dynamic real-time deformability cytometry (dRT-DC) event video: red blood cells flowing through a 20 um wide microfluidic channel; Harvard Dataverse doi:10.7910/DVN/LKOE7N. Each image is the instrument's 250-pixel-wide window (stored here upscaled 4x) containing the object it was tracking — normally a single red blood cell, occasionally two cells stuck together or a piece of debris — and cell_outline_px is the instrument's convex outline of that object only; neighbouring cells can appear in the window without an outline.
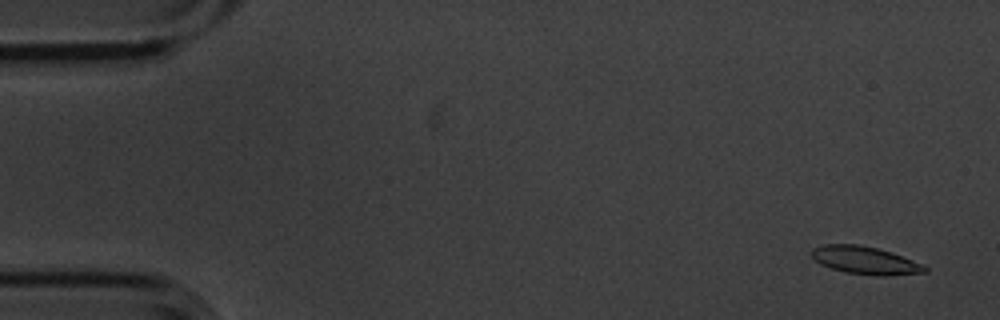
{"species": "common noctule bat (a hibernating species)", "species_latin": "Nyctalus noctula", "temperature_condition": "cold", "stored_images_in_passage": 4, "camera_frame_rate_fps": 3000, "um_per_image_px": 0.085, "animal": {"sex": "male", "body_mass_g": 20.1, "forearm_length_mm": 53.5}, "frame": {"image": 1, "passage_image": 1, "time_ms": 0.0, "image_size_px": [1000, 320], "cell_outline_px": [[928, 272], [888, 276], [876, 276], [848, 272], [832, 268], [820, 264], [808, 252], [812, 248], [824, 244], [860, 244], [892, 252], [924, 264], [928, 268]], "centroid_in_image_um": [73.56, 22.12], "position_along_channel_um": 11.4, "area_um2": 18.5}}